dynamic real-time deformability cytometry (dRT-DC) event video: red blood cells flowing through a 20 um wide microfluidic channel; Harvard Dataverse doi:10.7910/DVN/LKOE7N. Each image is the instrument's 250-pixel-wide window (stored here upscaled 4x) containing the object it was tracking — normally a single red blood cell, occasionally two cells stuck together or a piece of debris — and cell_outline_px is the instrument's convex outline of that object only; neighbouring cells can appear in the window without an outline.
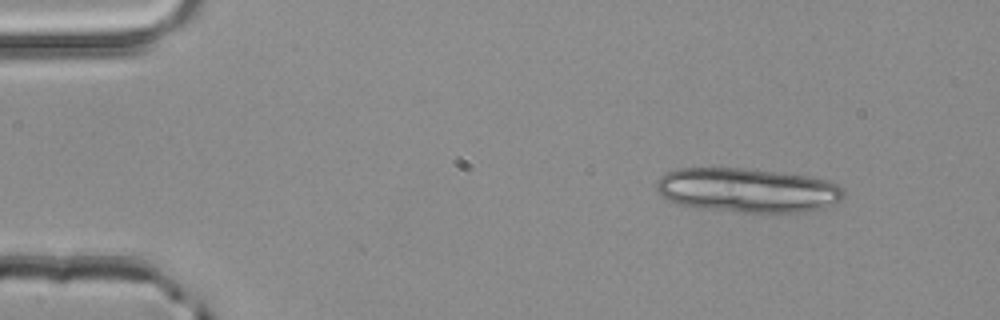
{"species": "common noctule bat (a hibernating species)", "species_latin": "Nyctalus noctula", "temperature_condition": "room temperature", "stored_images_in_passage": 13, "camera_frame_rate_fps": 3000, "um_per_image_px": 0.085, "animal": {"sex": "male", "body_mass_g": 20.4}, "frame": {"image": 1, "passage_image": 3, "time_ms": 0.667, "image_size_px": [1000, 320], "cell_outline_px": [[844, 196], [840, 200], [824, 208], [808, 212], [740, 212], [692, 208], [668, 200], [656, 188], [656, 180], [660, 176], [668, 172], [680, 168], [744, 168], [808, 176], [828, 180], [844, 188]], "centroid_in_image_um": [63.54, 16.18], "position_along_channel_um": 21.5, "area_um2": 48.61}}